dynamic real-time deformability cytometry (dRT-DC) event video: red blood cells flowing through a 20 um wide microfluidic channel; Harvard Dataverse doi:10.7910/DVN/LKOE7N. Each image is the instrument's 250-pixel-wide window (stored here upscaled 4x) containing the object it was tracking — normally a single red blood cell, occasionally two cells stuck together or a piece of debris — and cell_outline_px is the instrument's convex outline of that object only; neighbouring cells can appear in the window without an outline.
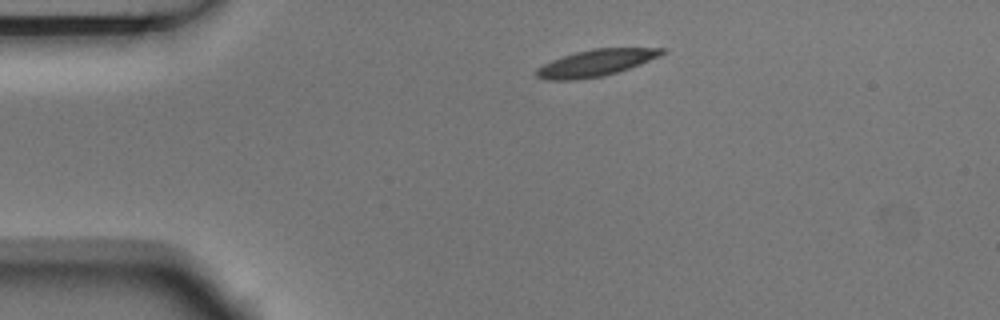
{"species": "Egyptian fruit bat (a non-hibernating species)", "species_latin": "Rousettus aegyptiacus", "temperature_condition": "room temperature", "stored_images_in_passage": 5, "camera_frame_rate_fps": 3000, "um_per_image_px": 0.085, "animal": {"sex": "male"}, "frame": {"image": 1, "passage_image": 1, "time_ms": 0.0, "image_size_px": [1000, 320], "cell_outline_px": [[664, 52], [660, 56], [640, 64], [604, 76], [576, 80], [544, 80], [536, 76], [532, 72], [536, 68], [552, 60], [576, 52], [592, 48], [664, 48]], "centroid_in_image_um": [50.58, 5.36], "position_along_channel_um": 34.4, "area_um2": 19.48}}
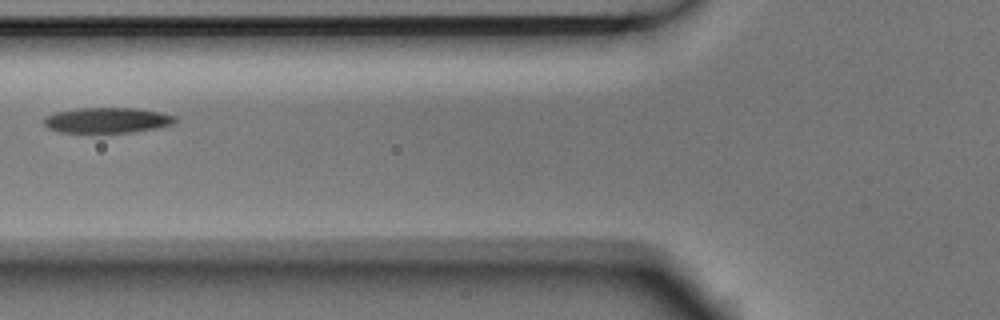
{"frame": {"image": 2, "passage_image": 4, "time_ms": 1.0, "image_size_px": [1000, 320], "cell_outline_px": [[176, 120], [172, 124], [156, 128], [132, 132], [60, 132], [48, 128], [44, 124], [44, 120], [48, 116], [56, 112], [76, 108], [136, 108], [160, 112], [176, 116]], "centroid_in_image_um": [9.12, 10.21], "position_along_channel_um": 116.7, "area_um2": 19.25}}
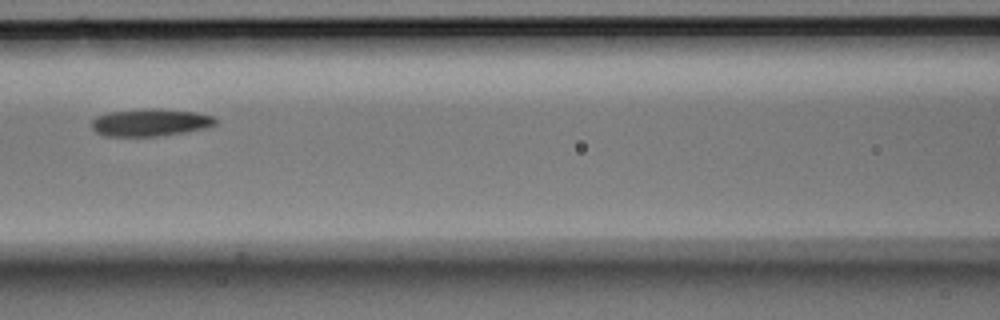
{"frame": {"image": 3, "passage_image": 5, "time_ms": 1.333, "image_size_px": [1000, 320], "cell_outline_px": [[216, 124], [204, 128], [184, 132], [156, 136], [104, 136], [96, 132], [92, 128], [92, 120], [96, 116], [108, 112], [144, 108], [160, 108], [196, 112], [212, 116], [216, 120]], "centroid_in_image_um": [12.74, 10.4], "position_along_channel_um": 153.9, "area_um2": 19.83}}